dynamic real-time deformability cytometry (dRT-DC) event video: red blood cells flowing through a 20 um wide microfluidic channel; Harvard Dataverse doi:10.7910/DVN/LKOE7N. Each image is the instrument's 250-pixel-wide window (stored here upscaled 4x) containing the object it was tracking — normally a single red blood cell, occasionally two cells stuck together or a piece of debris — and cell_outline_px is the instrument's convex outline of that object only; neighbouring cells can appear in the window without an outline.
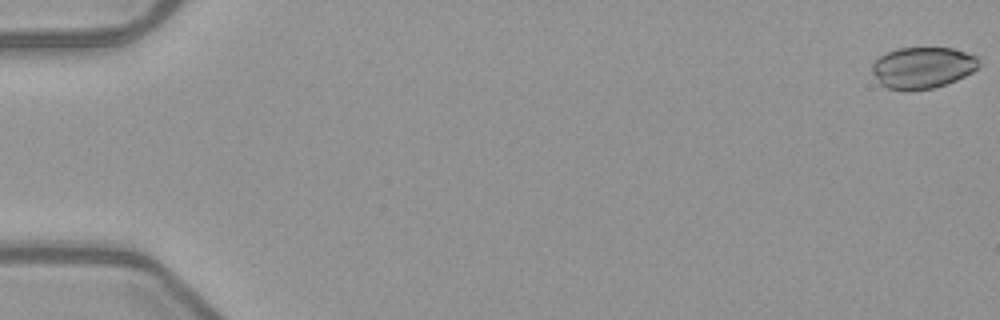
{"species": "common noctule bat (a hibernating species)", "species_latin": "Nyctalus noctula", "temperature_condition": "warm", "stored_images_in_passage": 51, "camera_frame_rate_fps": 3000, "um_per_image_px": 0.085, "animal": {"sex": "female", "body_mass_g": 21.9}, "frame": {"image": 1, "passage_image": 1, "time_ms": 0.0, "image_size_px": [1000, 320], "cell_outline_px": [[980, 64], [972, 72], [956, 80], [932, 88], [888, 88], [880, 84], [872, 72], [872, 64], [880, 56], [896, 48], [952, 48], [976, 56]], "centroid_in_image_um": [78.42, 5.72], "position_along_channel_um": 6.6, "area_um2": 25.09}}
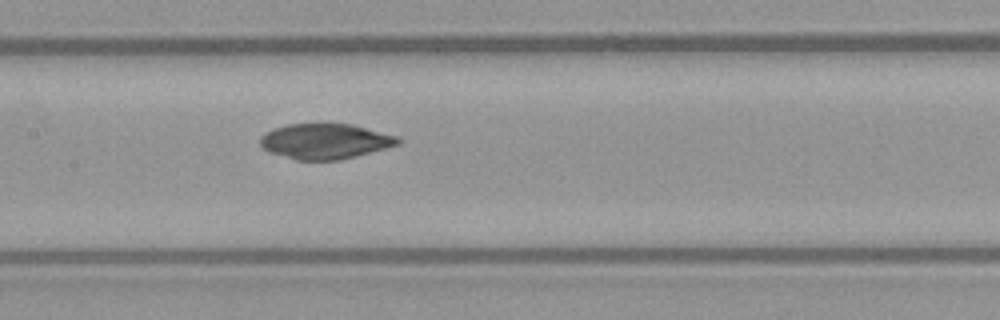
{"frame": {"image": 2, "passage_image": 27, "time_ms": 8.667, "image_size_px": [1000, 320], "cell_outline_px": [[404, 140], [400, 144], [356, 156], [340, 160], [296, 160], [268, 152], [260, 144], [260, 136], [264, 132], [272, 128], [288, 124], [352, 124], [400, 136]], "centroid_in_image_um": [27.65, 12.0], "position_along_channel_um": 179.7, "area_um2": 28.67}}
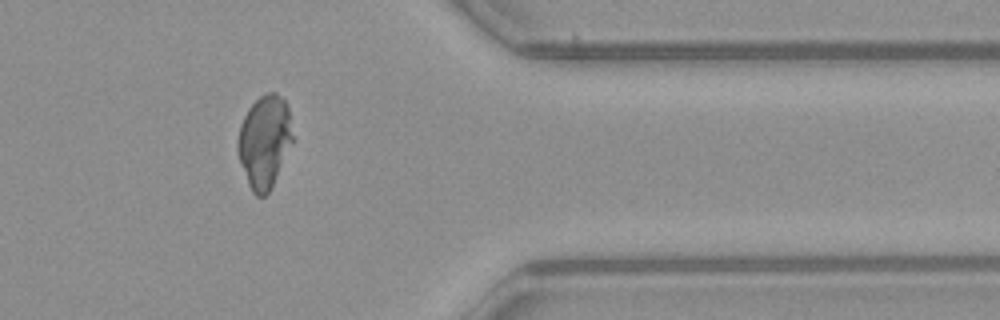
{"frame": {"image": 3, "passage_image": 44, "time_ms": 14.333, "image_size_px": [1000, 320], "cell_outline_px": [[292, 140], [272, 184], [268, 192], [264, 196], [256, 196], [252, 192], [248, 184], [236, 148], [236, 140], [240, 124], [248, 108], [260, 96], [268, 92], [276, 92], [284, 100], [288, 108], [292, 136]], "centroid_in_image_um": [22.43, 11.99], "position_along_channel_um": 389.0, "area_um2": 29.02}}